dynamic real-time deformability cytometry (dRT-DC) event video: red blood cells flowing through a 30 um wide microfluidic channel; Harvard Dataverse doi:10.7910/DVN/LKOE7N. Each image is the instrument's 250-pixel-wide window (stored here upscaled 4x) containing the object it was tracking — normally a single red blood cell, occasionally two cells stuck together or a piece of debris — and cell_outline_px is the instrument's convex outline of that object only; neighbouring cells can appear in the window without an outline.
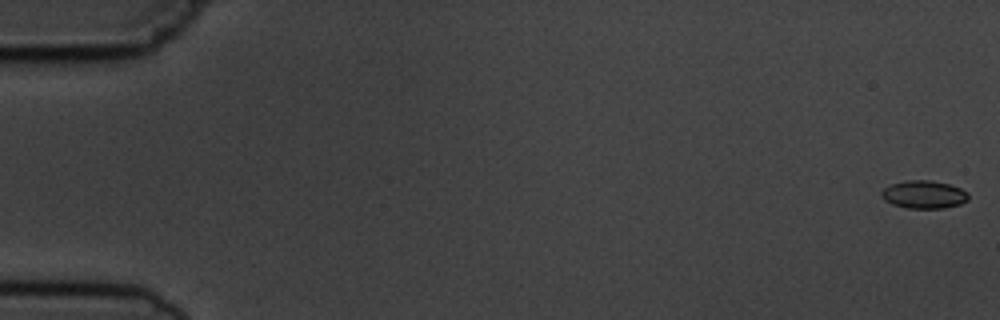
{"species": "common noctule bat (a hibernating species)", "species_latin": "Nyctalus noctula", "temperature_condition": "cold", "stored_images_in_passage": 7, "camera_frame_rate_fps": 3000, "um_per_image_px": 0.085, "animal": {"sex": "male", "body_mass_g": 19.5, "forearm_length_mm": 54.6}, "frame": {"image": 1, "passage_image": 1, "time_ms": 0.0, "image_size_px": [1000, 320], "cell_outline_px": [[968, 200], [960, 204], [944, 208], [908, 208], [892, 204], [884, 200], [880, 196], [880, 192], [884, 188], [892, 184], [908, 180], [928, 180], [948, 184], [960, 188], [968, 192]], "centroid_in_image_um": [78.52, 16.54], "position_along_channel_um": 6.5, "area_um2": 14.1}}
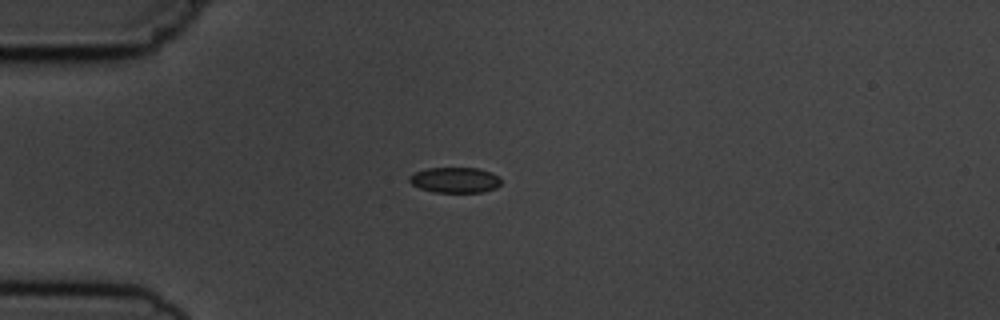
{"frame": {"image": 2, "passage_image": 5, "time_ms": 4.667, "image_size_px": [1000, 320], "cell_outline_px": [[500, 184], [496, 188], [480, 192], [436, 192], [420, 188], [412, 184], [408, 180], [408, 176], [416, 172], [428, 168], [480, 168], [500, 176]], "centroid_in_image_um": [38.68, 15.29], "position_along_channel_um": 46.3, "area_um2": 13.58}}
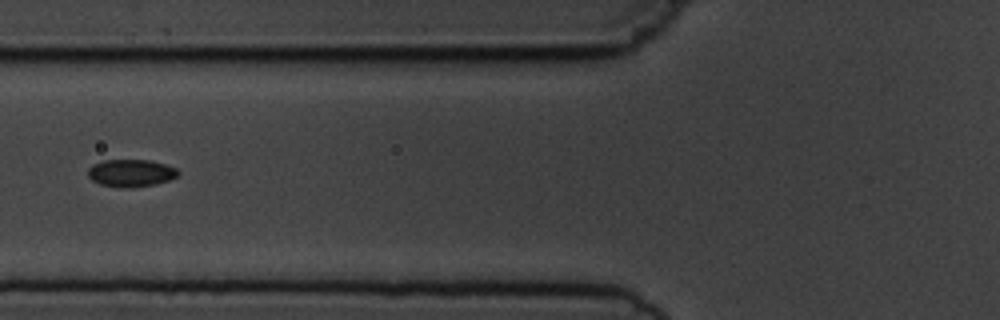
{"frame": {"image": 3, "passage_image": 7, "time_ms": 7.0, "image_size_px": [1000, 320], "cell_outline_px": [[180, 172], [176, 176], [168, 180], [156, 184], [132, 188], [120, 188], [100, 184], [92, 180], [88, 176], [88, 168], [92, 164], [104, 160], [152, 160], [176, 168]], "centroid_in_image_um": [11.11, 14.71], "position_along_channel_um": 114.7, "area_um2": 14.51}}